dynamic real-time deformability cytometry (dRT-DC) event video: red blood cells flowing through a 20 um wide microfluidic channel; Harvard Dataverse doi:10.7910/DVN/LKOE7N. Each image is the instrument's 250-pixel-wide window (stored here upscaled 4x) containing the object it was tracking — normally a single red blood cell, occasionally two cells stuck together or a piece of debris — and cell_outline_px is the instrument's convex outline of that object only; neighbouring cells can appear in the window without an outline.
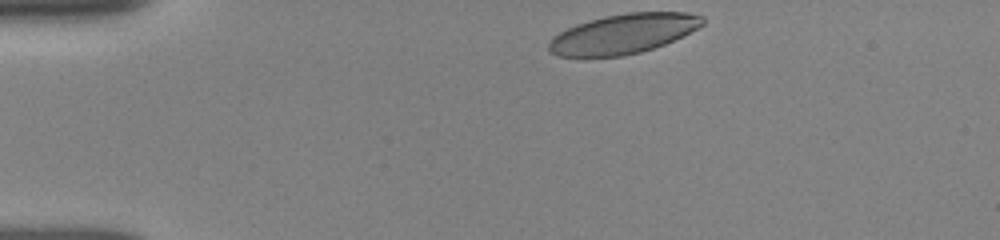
{"species": "human", "species_latin": "Homo sapiens", "temperature_condition": "room temperature", "stored_images_in_passage": 15, "camera_frame_rate_fps": 3000, "um_per_image_px": 0.085, "donor": {"sex": "female"}, "frame": {"image": 1, "passage_image": 1, "time_ms": 0.0, "image_size_px": [1000, 240], "cell_outline_px": [[704, 24], [700, 28], [664, 44], [640, 52], [624, 56], [556, 56], [548, 52], [548, 44], [552, 36], [576, 24], [588, 20], [604, 16], [628, 12], [688, 12], [704, 16]], "centroid_in_image_um": [52.98, 2.86], "position_along_channel_um": 32.0, "area_um2": 35.72}}
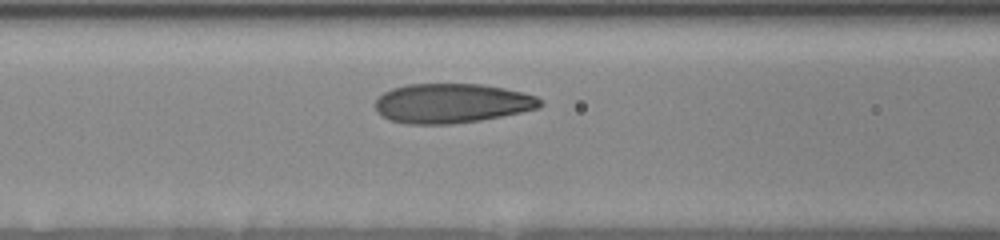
{"frame": {"image": 2, "passage_image": 11, "time_ms": 4.0, "image_size_px": [1000, 240], "cell_outline_px": [[544, 104], [540, 108], [480, 120], [452, 124], [408, 124], [392, 120], [376, 112], [376, 100], [384, 92], [392, 88], [408, 84], [480, 84], [504, 88], [524, 92], [536, 96]], "centroid_in_image_um": [38.42, 8.77], "position_along_channel_um": 128.2, "area_um2": 37.86}}
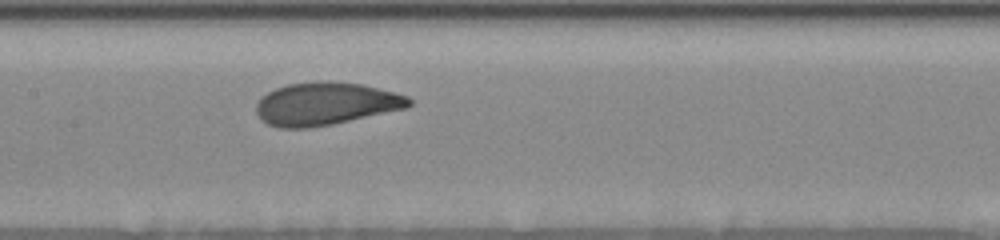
{"frame": {"image": 3, "passage_image": 15, "time_ms": 5.333, "image_size_px": [1000, 240], "cell_outline_px": [[412, 104], [408, 108], [332, 124], [308, 128], [280, 128], [268, 124], [260, 120], [256, 112], [256, 104], [260, 96], [276, 88], [288, 84], [320, 80], [328, 80], [364, 84], [408, 96], [412, 100]], "centroid_in_image_um": [27.67, 8.81], "position_along_channel_um": 179.7, "area_um2": 38.49}}